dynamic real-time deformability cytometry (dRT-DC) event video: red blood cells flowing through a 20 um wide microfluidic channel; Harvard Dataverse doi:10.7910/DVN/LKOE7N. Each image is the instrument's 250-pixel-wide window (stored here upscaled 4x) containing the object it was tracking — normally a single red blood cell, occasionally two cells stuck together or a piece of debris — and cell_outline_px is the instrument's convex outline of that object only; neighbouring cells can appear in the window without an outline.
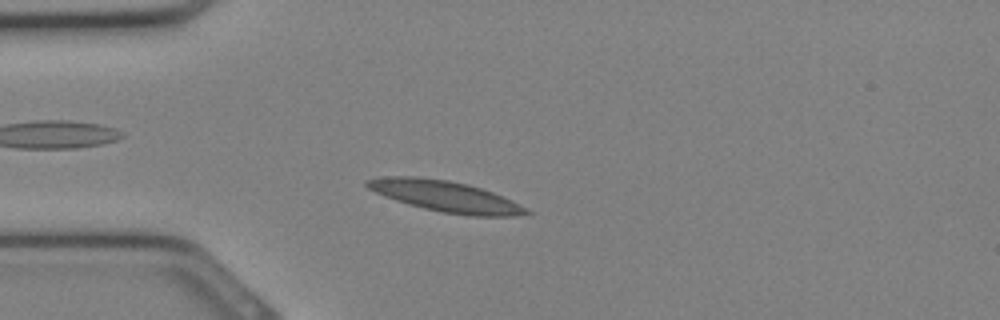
{"species": "Egyptian fruit bat (a non-hibernating species)", "species_latin": "Rousettus aegyptiacus", "temperature_condition": "cold", "stored_images_in_passage": 26, "camera_frame_rate_fps": 3000, "um_per_image_px": 0.085, "animal": {"sex": "female"}, "frame": {"image": 1, "passage_image": 2, "time_ms": 0.333, "image_size_px": [1000, 320], "cell_outline_px": [[532, 212], [512, 216], [472, 216], [440, 212], [408, 204], [384, 196], [368, 188], [364, 184], [364, 180], [384, 176], [416, 176], [448, 180], [468, 184], [492, 192], [512, 200], [528, 208]], "centroid_in_image_um": [37.84, 16.68], "position_along_channel_um": 47.2, "area_um2": 28.73}}
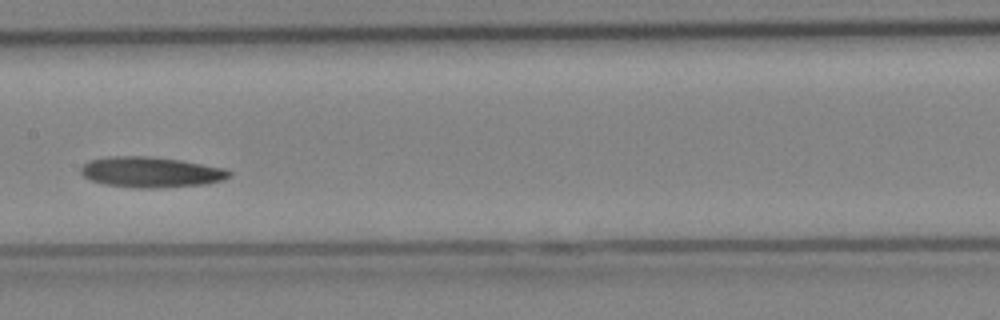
{"frame": {"image": 2, "passage_image": 10, "time_ms": 3.0, "image_size_px": [1000, 320], "cell_outline_px": [[232, 176], [224, 180], [208, 184], [160, 188], [136, 188], [104, 184], [92, 180], [84, 176], [80, 172], [80, 168], [88, 160], [108, 156], [148, 156], [180, 160], [224, 168], [232, 172]], "centroid_in_image_um": [12.85, 14.63], "position_along_channel_um": 194.6, "area_um2": 26.65}}
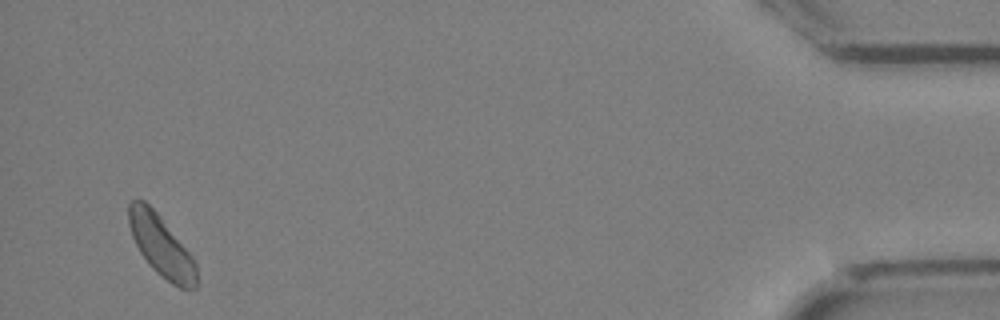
{"frame": {"image": 3, "passage_image": 25, "time_ms": 8.0, "image_size_px": [1000, 320], "cell_outline_px": [[196, 288], [180, 288], [172, 284], [160, 276], [148, 264], [140, 252], [132, 236], [128, 224], [128, 204], [132, 200], [144, 200], [160, 216], [192, 256], [196, 264]], "centroid_in_image_um": [13.68, 20.91], "position_along_channel_um": 421.5, "area_um2": 23.87}}